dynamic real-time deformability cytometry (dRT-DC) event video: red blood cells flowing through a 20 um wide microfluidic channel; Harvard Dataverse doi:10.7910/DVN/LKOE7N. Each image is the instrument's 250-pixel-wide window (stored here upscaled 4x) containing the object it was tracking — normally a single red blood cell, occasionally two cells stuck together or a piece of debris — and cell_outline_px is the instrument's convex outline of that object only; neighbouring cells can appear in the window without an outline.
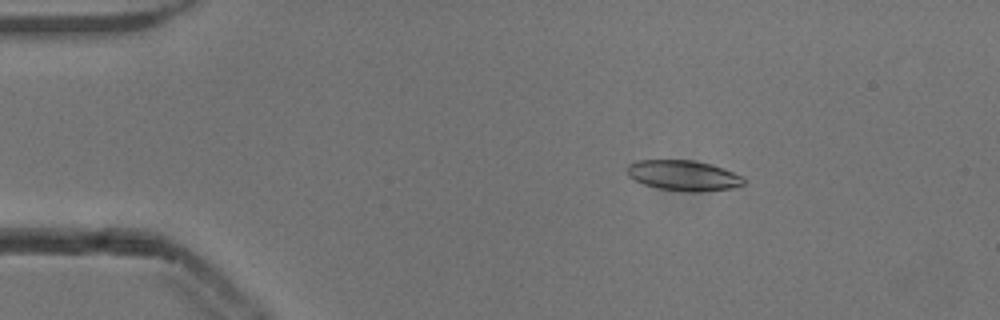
{"species": "common noctule bat (a hibernating species)", "species_latin": "Nyctalus noctula", "temperature_condition": "cold", "stored_images_in_passage": 39, "camera_frame_rate_fps": 3000, "um_per_image_px": 0.085, "animal": {"sex": "male", "body_mass_g": 13.3}, "frame": {"image": 1, "passage_image": 2, "time_ms": 0.333, "image_size_px": [1000, 320], "cell_outline_px": [[744, 184], [732, 188], [696, 192], [692, 192], [660, 188], [644, 184], [628, 176], [628, 164], [636, 160], [692, 160], [712, 164], [724, 168], [744, 176]], "centroid_in_image_um": [58.13, 14.9], "position_along_channel_um": 26.9, "area_um2": 20.58}}
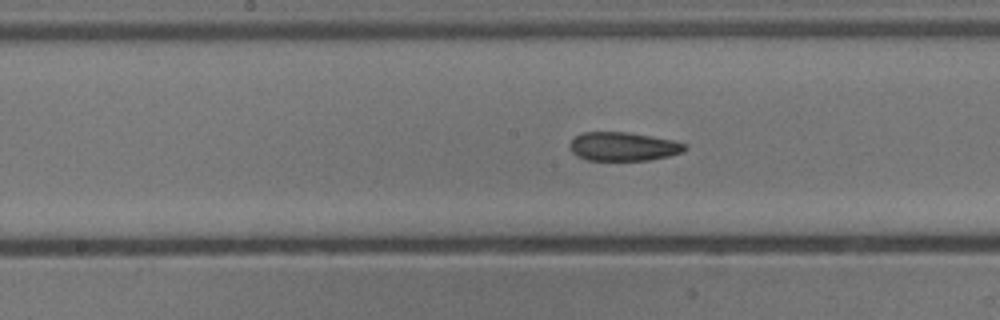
{"frame": {"image": 2, "passage_image": 20, "time_ms": 6.333, "image_size_px": [1000, 320], "cell_outline_px": [[688, 148], [684, 152], [668, 156], [648, 160], [588, 160], [576, 156], [572, 152], [568, 144], [576, 136], [584, 132], [628, 132], [672, 140], [688, 144]], "centroid_in_image_um": [52.99, 12.45], "position_along_channel_um": 195.2, "area_um2": 19.31}}
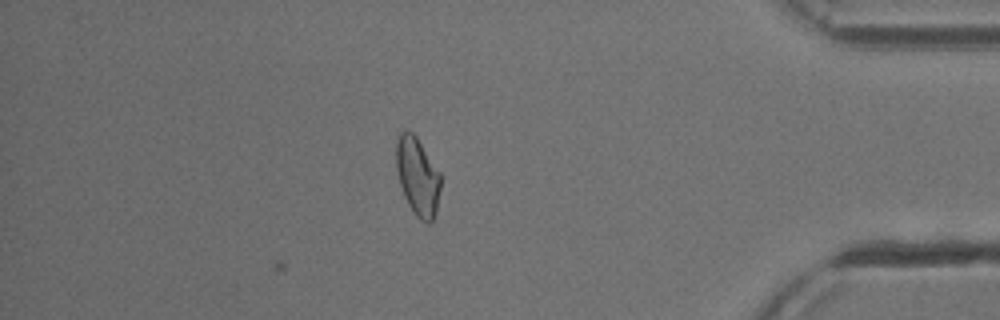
{"frame": {"image": 3, "passage_image": 39, "time_ms": 12.667, "image_size_px": [1000, 320], "cell_outline_px": [[440, 188], [436, 212], [432, 220], [428, 224], [420, 220], [416, 216], [408, 204], [404, 196], [400, 184], [396, 168], [396, 144], [400, 132], [412, 132], [416, 136], [440, 172]], "centroid_in_image_um": [35.49, 15.02], "position_along_channel_um": 399.7, "area_um2": 20.06}, "authors_computed_cell_mechanics": {"area_um2": 19.941, "velocity_mm_per_s": 3.8586, "shape_relaxation_time_tau1_ms": 5.4196, "shape_relaxation_time_tau2_ms": 2.2951, "deformation_change_tau1": 0.153, "deformation_change_tau2": 0.0939}}